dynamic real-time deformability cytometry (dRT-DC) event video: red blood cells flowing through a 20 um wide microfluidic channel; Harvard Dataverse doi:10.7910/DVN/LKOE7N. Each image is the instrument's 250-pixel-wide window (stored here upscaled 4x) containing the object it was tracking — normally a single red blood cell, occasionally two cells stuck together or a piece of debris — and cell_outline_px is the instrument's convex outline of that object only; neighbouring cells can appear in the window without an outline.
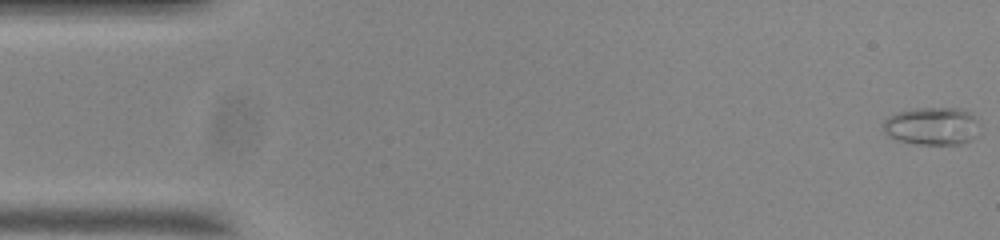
{"species": "common noctule bat (a hibernating species)", "species_latin": "Nyctalus noctula", "temperature_condition": "room temperature", "stored_images_in_passage": 55, "camera_frame_rate_fps": 3000, "um_per_image_px": 0.085, "animal": {"sex": "male", "body_mass_g": 20.0, "forearm_length_mm": 53.3}, "frame": {"image": 1, "passage_image": 1, "time_ms": 0.0, "image_size_px": [1000, 240], "cell_outline_px": [[980, 124], [976, 136], [972, 140], [960, 144], [916, 144], [900, 140], [888, 136], [884, 132], [884, 120], [888, 116], [896, 112], [916, 108], [960, 108], [972, 112]], "centroid_in_image_um": [79.26, 10.7], "position_along_channel_um": 5.7, "area_um2": 21.5}}
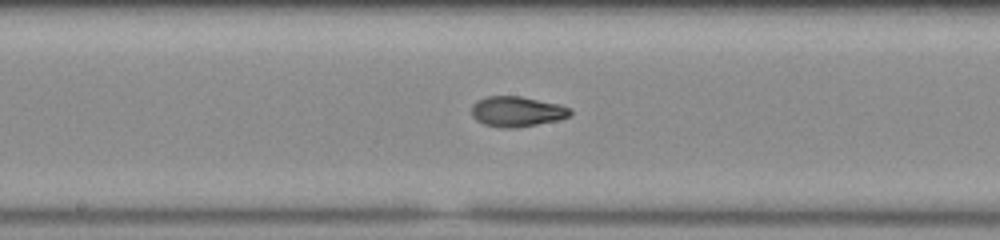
{"frame": {"image": 2, "passage_image": 28, "time_ms": 9.0, "image_size_px": [1000, 240], "cell_outline_px": [[572, 116], [560, 120], [516, 128], [504, 128], [484, 124], [476, 120], [472, 116], [472, 104], [476, 100], [488, 96], [520, 96], [560, 104], [572, 108]], "centroid_in_image_um": [43.98, 9.48], "position_along_channel_um": 204.2, "area_um2": 17.69}}
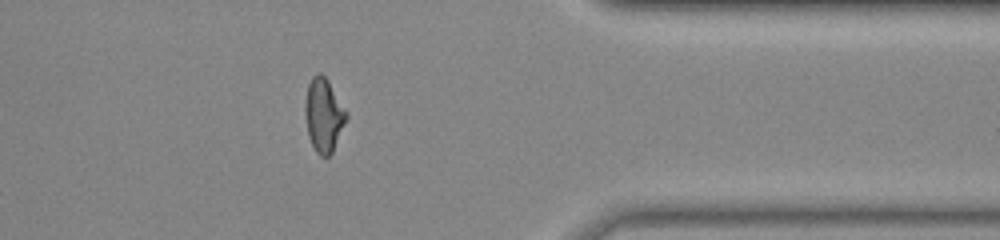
{"frame": {"image": 3, "passage_image": 44, "time_ms": 14.333, "image_size_px": [1000, 240], "cell_outline_px": [[348, 116], [332, 152], [328, 156], [320, 156], [316, 152], [308, 136], [304, 112], [304, 108], [308, 84], [312, 76], [316, 72], [320, 72], [328, 80], [348, 112]], "centroid_in_image_um": [27.51, 9.75], "position_along_channel_um": 383.9, "area_um2": 17.74}, "authors_computed_cell_mechanics": {"area_um2": 17.6868, "velocity_mm_per_s": 3.7126, "shape_relaxation_time_tau1_ms": 6.6369, "shape_relaxation_time_tau2_ms": 2.0148, "deformation_change_tau1": 0.2337, "deformation_change_tau2": 0.0576}}